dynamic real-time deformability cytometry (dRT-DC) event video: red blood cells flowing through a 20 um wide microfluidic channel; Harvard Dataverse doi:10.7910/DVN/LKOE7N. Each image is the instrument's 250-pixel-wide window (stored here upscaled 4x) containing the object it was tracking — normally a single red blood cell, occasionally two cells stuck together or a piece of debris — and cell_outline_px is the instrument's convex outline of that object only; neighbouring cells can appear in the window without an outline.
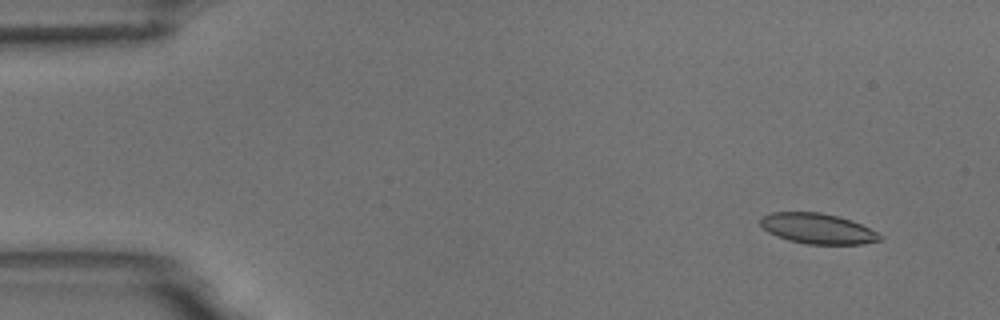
{"species": "common noctule bat (a hibernating species)", "species_latin": "Nyctalus noctula", "temperature_condition": "room temperature", "stored_images_in_passage": 4, "camera_frame_rate_fps": 3000, "um_per_image_px": 0.085, "animal": {"sex": "male", "body_mass_g": 18.8}, "frame": {"image": 1, "passage_image": 1, "time_ms": 0.0, "image_size_px": [1000, 320], "cell_outline_px": [[884, 236], [880, 240], [864, 244], [808, 244], [788, 240], [776, 236], [768, 232], [760, 224], [760, 220], [764, 216], [772, 212], [820, 212], [840, 216], [852, 220]], "centroid_in_image_um": [69.51, 19.43], "position_along_channel_um": 15.5, "area_um2": 21.15}}
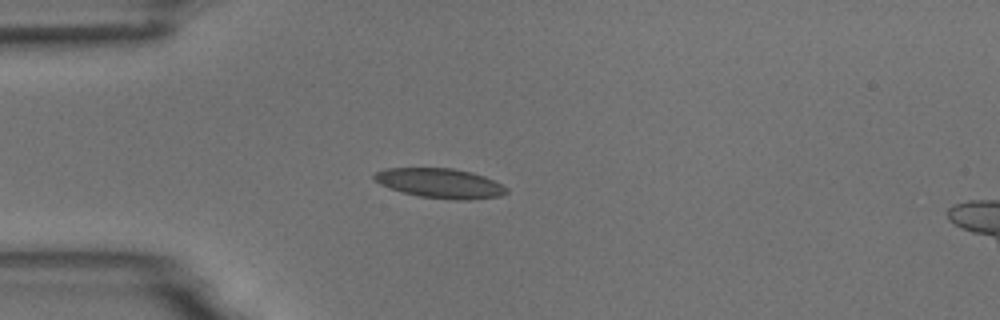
{"frame": {"image": 2, "passage_image": 4, "time_ms": 3.333, "image_size_px": [1000, 320], "cell_outline_px": [[508, 192], [500, 196], [468, 200], [456, 200], [420, 196], [388, 188], [380, 184], [372, 176], [376, 172], [384, 168], [452, 168], [472, 172], [484, 176], [508, 188]], "centroid_in_image_um": [37.4, 15.57], "position_along_channel_um": 47.6, "area_um2": 22.77}}